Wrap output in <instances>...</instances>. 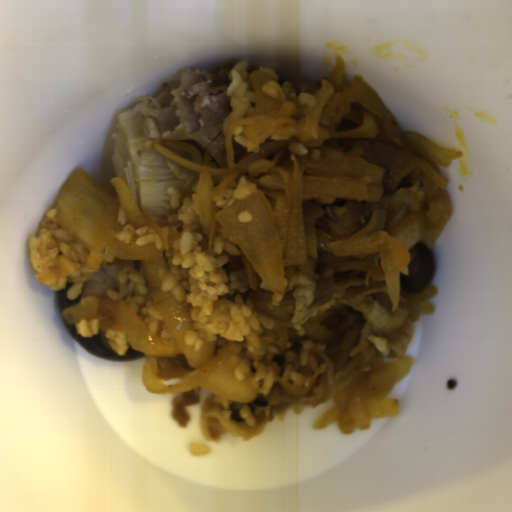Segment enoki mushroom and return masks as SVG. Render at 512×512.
I'll return each mask as SVG.
<instances>
[{
	"label": "enoki mushroom",
	"mask_w": 512,
	"mask_h": 512,
	"mask_svg": "<svg viewBox=\"0 0 512 512\" xmlns=\"http://www.w3.org/2000/svg\"><path fill=\"white\" fill-rule=\"evenodd\" d=\"M154 100L150 95L141 96L134 107L119 113L112 166L115 178L123 179L143 215L159 227L173 210L168 189L189 196L199 176L154 149L153 142L161 145L162 139L145 132Z\"/></svg>",
	"instance_id": "obj_1"
}]
</instances>
